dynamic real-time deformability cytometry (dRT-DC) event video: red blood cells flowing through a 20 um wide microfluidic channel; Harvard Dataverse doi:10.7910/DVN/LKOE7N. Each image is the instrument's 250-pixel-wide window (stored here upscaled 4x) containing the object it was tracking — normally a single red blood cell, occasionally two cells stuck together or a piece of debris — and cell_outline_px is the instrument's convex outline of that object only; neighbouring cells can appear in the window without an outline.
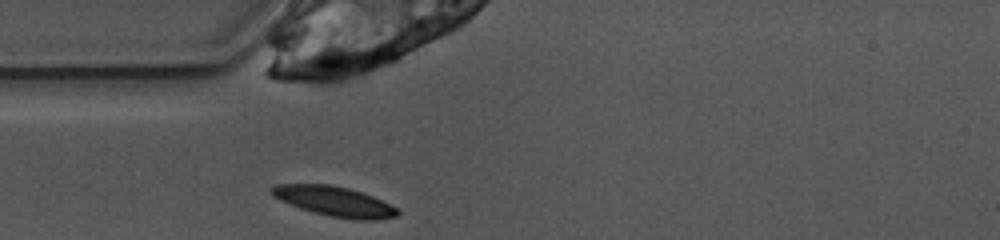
{"species": "common noctule bat (a hibernating species)", "species_latin": "Nyctalus noctula", "temperature_condition": "warm", "stored_images_in_passage": 29, "camera_frame_rate_fps": 3000, "um_per_image_px": 0.085, "animal": {"sex": "female", "body_mass_g": 10.0, "forearm_length_mm": 53.1}, "frame": {"image": 1, "passage_image": 1, "time_ms": 0.0, "image_size_px": [1000, 240], "cell_outline_px": [[400, 212], [396, 216], [376, 220], [356, 220], [332, 216], [300, 208], [280, 200], [272, 196], [268, 192], [268, 188], [276, 184], [328, 184], [348, 188], [372, 196], [396, 208]], "centroid_in_image_um": [28.36, 17.1], "position_along_channel_um": 56.6, "area_um2": 21.68}}
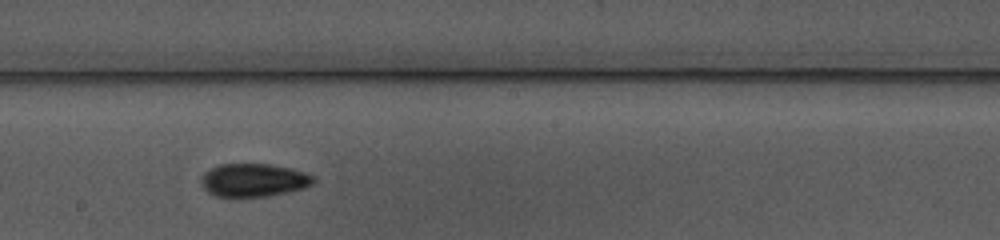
{"frame": {"image": 2, "passage_image": 14, "time_ms": 4.333, "image_size_px": [1000, 240], "cell_outline_px": [[316, 180], [312, 184], [304, 188], [288, 192], [268, 196], [236, 200], [216, 196], [208, 192], [200, 184], [200, 176], [208, 168], [220, 164], [268, 164], [292, 168], [304, 172], [312, 176]], "centroid_in_image_um": [21.49, 15.35], "position_along_channel_um": 226.7, "area_um2": 22.54}}
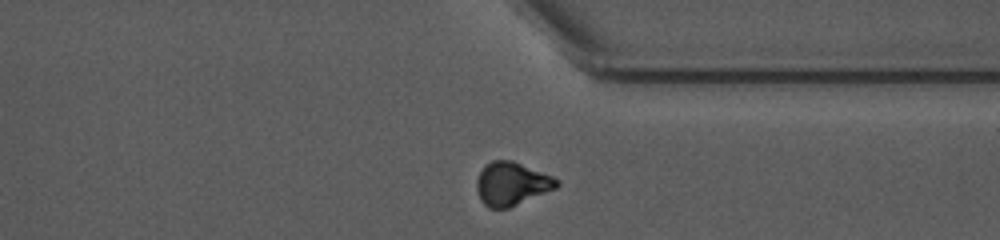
{"frame": {"image": 3, "passage_image": 25, "time_ms": 8.0, "image_size_px": [1000, 240], "cell_outline_px": [[560, 184], [556, 188], [508, 208], [488, 208], [480, 200], [476, 188], [476, 180], [484, 164], [492, 160], [512, 160], [552, 176], [560, 180]], "centroid_in_image_um": [43.47, 15.61], "position_along_channel_um": 367.9, "area_um2": 20.23}, "authors_computed_cell_mechanics": {"area_um2": 21.3282, "velocity_mm_per_s": 3.9105, "shape_relaxation_time_tau1_ms": 3.7621, "shape_relaxation_time_tau2_ms": 4.5531, "deformation_change_tau1": 0.1395, "deformation_change_tau2": 0.0851}}